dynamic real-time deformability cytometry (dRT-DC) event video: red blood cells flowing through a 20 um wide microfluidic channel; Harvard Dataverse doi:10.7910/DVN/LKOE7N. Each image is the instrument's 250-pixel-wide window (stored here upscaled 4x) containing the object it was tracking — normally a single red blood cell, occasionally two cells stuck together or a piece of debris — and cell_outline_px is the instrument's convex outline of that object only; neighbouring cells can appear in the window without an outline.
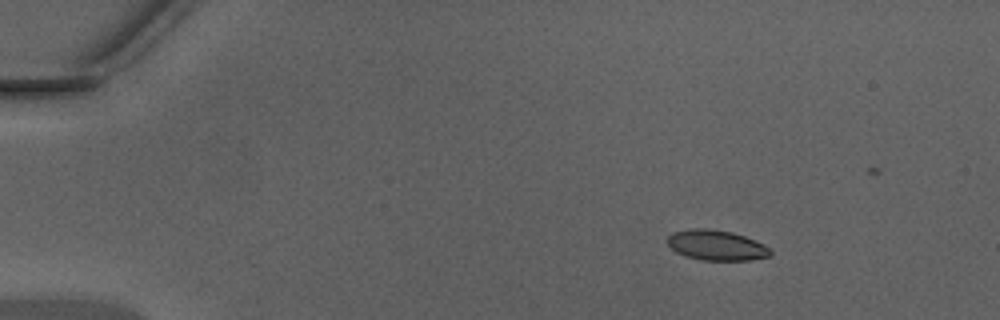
{"species": "Egyptian fruit bat (a non-hibernating species)", "species_latin": "Rousettus aegyptiacus", "temperature_condition": "warm", "stored_images_in_passage": 9, "camera_frame_rate_fps": 3000, "um_per_image_px": 0.085, "animal": {"sex": "male"}, "frame": {"image": 1, "passage_image": 1, "time_ms": 0.0, "image_size_px": [1000, 320], "cell_outline_px": [[772, 252], [768, 256], [752, 260], [700, 260], [684, 256], [676, 252], [668, 244], [668, 236], [672, 232], [692, 228], [704, 228], [732, 232], [744, 236], [764, 244]], "centroid_in_image_um": [60.87, 20.85], "position_along_channel_um": 24.1, "area_um2": 18.09}}